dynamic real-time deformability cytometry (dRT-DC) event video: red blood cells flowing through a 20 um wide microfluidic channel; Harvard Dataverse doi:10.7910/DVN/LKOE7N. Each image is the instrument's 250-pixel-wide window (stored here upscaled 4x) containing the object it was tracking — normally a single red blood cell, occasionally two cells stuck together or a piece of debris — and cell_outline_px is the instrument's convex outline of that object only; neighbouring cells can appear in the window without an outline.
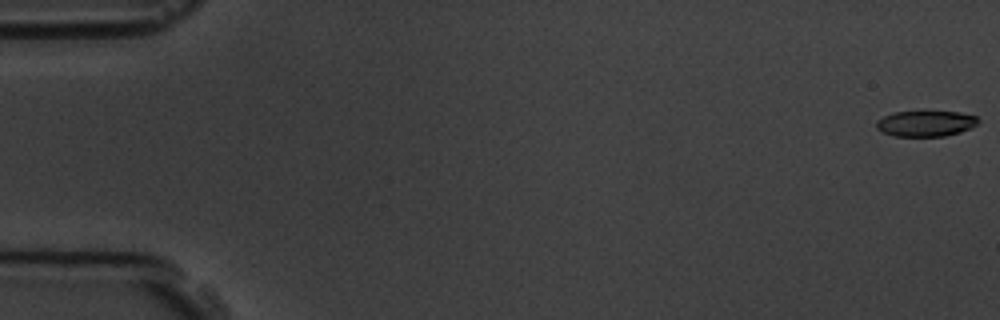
{"species": "common noctule bat (a hibernating species)", "species_latin": "Nyctalus noctula", "temperature_condition": "room temperature", "stored_images_in_passage": 5, "camera_frame_rate_fps": 3000, "um_per_image_px": 0.085, "animal": {"sex": "male", "body_mass_g": 19.5, "forearm_length_mm": 54.6}, "frame": {"image": 1, "passage_image": 1, "time_ms": 0.0, "image_size_px": [1000, 320], "cell_outline_px": [[980, 120], [976, 124], [960, 132], [944, 136], [892, 136], [876, 128], [876, 120], [892, 112], [924, 108], [960, 112], [976, 116]], "centroid_in_image_um": [78.65, 10.43], "position_along_channel_um": 6.3, "area_um2": 16.13}}
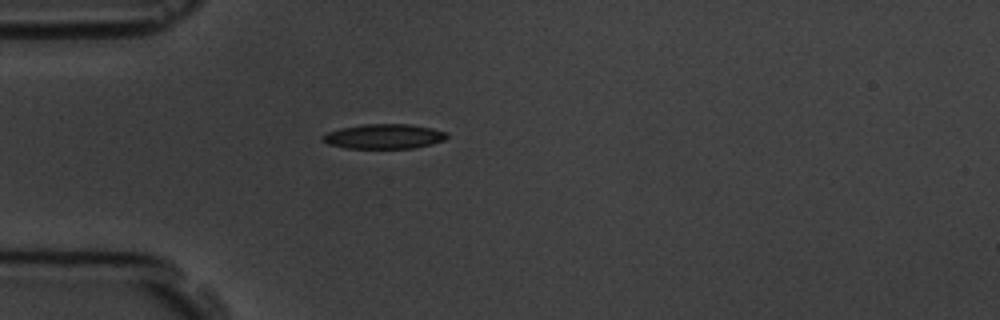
{"frame": {"image": 2, "passage_image": 5, "time_ms": 5.333, "image_size_px": [1000, 320], "cell_outline_px": [[448, 136], [444, 140], [432, 144], [416, 148], [344, 148], [328, 144], [320, 140], [320, 136], [328, 132], [340, 128], [364, 124], [408, 124], [432, 128], [448, 132]], "centroid_in_image_um": [32.62, 11.6], "position_along_channel_um": 52.4, "area_um2": 18.09}}